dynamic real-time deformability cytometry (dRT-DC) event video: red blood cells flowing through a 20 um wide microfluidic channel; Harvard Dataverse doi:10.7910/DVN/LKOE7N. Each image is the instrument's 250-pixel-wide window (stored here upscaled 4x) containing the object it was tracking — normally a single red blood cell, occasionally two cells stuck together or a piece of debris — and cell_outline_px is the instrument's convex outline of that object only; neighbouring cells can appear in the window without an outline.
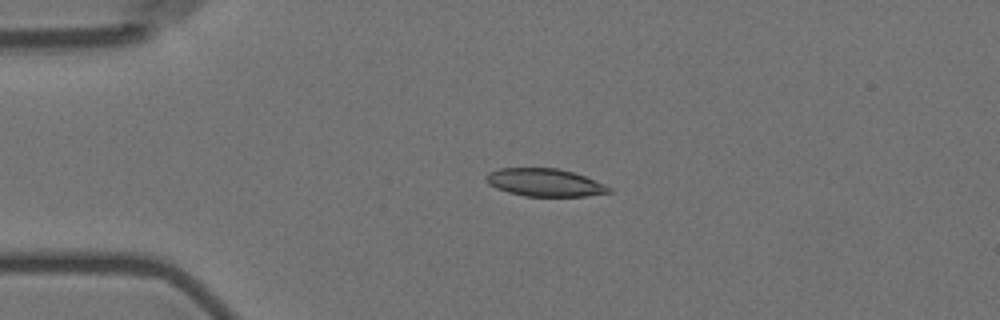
{"species": "Egyptian fruit bat (a non-hibernating species)", "species_latin": "Rousettus aegyptiacus", "temperature_condition": "room temperature", "stored_images_in_passage": 4, "camera_frame_rate_fps": 3000, "um_per_image_px": 0.085, "animal": {"sex": "female"}, "frame": {"image": 1, "passage_image": 3, "time_ms": 2.333, "image_size_px": [1000, 320], "cell_outline_px": [[612, 192], [584, 196], [524, 196], [508, 192], [496, 188], [488, 184], [484, 176], [488, 172], [500, 168], [556, 168], [572, 172], [584, 176], [604, 184], [612, 188]], "centroid_in_image_um": [46.27, 15.51], "position_along_channel_um": 38.7, "area_um2": 19.83}}